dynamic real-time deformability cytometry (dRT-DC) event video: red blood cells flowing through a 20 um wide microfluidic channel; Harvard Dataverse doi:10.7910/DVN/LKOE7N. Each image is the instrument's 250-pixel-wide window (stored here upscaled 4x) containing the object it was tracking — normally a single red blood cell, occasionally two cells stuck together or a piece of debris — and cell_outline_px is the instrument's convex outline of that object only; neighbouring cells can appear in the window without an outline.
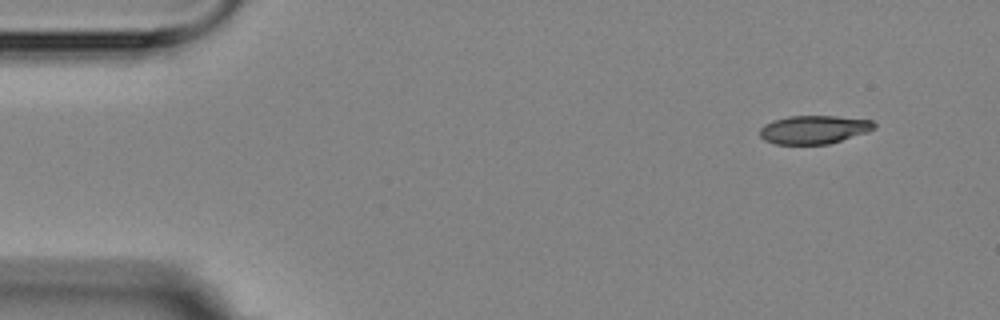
{"species": "Egyptian fruit bat (a non-hibernating species)", "species_latin": "Rousettus aegyptiacus", "temperature_condition": "room temperature", "stored_images_in_passage": 4, "camera_frame_rate_fps": 3000, "um_per_image_px": 0.085, "animal": {"sex": "female"}, "frame": {"image": 1, "passage_image": 1, "time_ms": 0.0, "image_size_px": [1000, 320], "cell_outline_px": [[876, 128], [868, 132], [828, 144], [776, 144], [764, 140], [760, 136], [760, 128], [764, 124], [772, 120], [788, 116], [836, 116], [872, 120], [876, 124]], "centroid_in_image_um": [69.18, 11.01], "position_along_channel_um": 15.8, "area_um2": 19.02}}
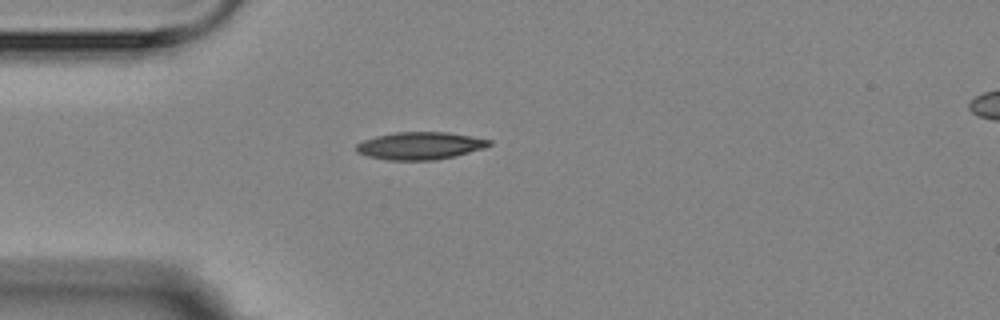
{"frame": {"image": 2, "passage_image": 4, "time_ms": 3.333, "image_size_px": [1000, 320], "cell_outline_px": [[492, 144], [484, 148], [456, 156], [436, 160], [388, 160], [368, 156], [356, 152], [356, 144], [364, 140], [376, 136], [396, 132], [448, 132], [492, 140]], "centroid_in_image_um": [35.72, 12.39], "position_along_channel_um": 49.3, "area_um2": 21.33}}